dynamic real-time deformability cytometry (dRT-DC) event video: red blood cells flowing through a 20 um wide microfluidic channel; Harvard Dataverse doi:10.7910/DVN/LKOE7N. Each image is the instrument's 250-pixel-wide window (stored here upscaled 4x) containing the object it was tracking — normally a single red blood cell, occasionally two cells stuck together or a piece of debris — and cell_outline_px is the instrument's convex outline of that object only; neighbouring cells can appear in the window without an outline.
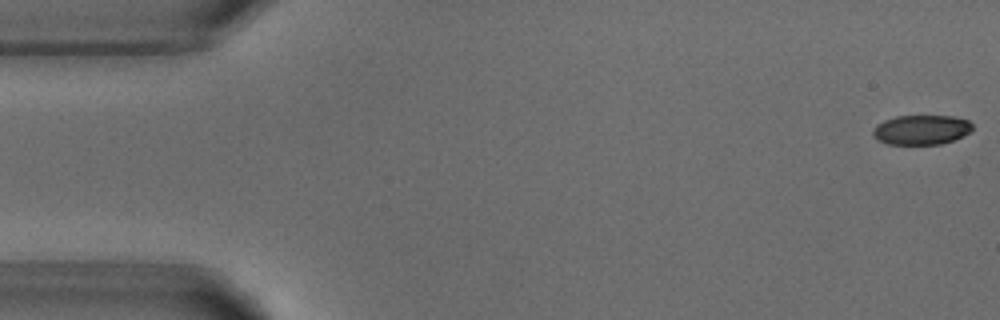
{"species": "common noctule bat (a hibernating species)", "species_latin": "Nyctalus noctula", "temperature_condition": "warm", "stored_images_in_passage": 6, "camera_frame_rate_fps": 3000, "um_per_image_px": 0.085, "animal": {"sex": "male", "body_mass_g": 18.8}, "frame": {"image": 1, "passage_image": 1, "time_ms": 0.0, "image_size_px": [1000, 320], "cell_outline_px": [[972, 128], [968, 132], [952, 140], [940, 144], [888, 144], [880, 140], [872, 132], [872, 128], [876, 124], [884, 120], [896, 116], [952, 116], [968, 120], [972, 124]], "centroid_in_image_um": [78.28, 11.02], "position_along_channel_um": 6.7, "area_um2": 16.94}}
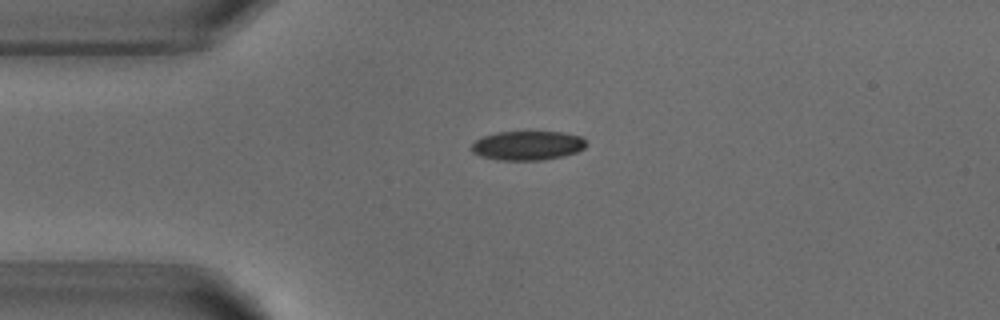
{"frame": {"image": 2, "passage_image": 4, "time_ms": 3.667, "image_size_px": [1000, 320], "cell_outline_px": [[588, 144], [584, 148], [576, 152], [564, 156], [544, 160], [500, 160], [480, 156], [472, 152], [468, 148], [476, 140], [484, 136], [496, 132], [564, 132], [580, 136]], "centroid_in_image_um": [44.83, 12.37], "position_along_channel_um": 40.2, "area_um2": 19.65}}